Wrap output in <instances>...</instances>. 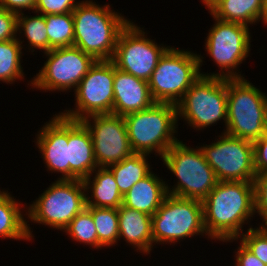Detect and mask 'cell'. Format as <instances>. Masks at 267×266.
Segmentation results:
<instances>
[{
	"label": "cell",
	"instance_id": "6da1fadb",
	"mask_svg": "<svg viewBox=\"0 0 267 266\" xmlns=\"http://www.w3.org/2000/svg\"><path fill=\"white\" fill-rule=\"evenodd\" d=\"M202 204L204 226L211 240L238 239L244 224L252 228L254 181H219Z\"/></svg>",
	"mask_w": 267,
	"mask_h": 266
},
{
	"label": "cell",
	"instance_id": "7a4b0ae2",
	"mask_svg": "<svg viewBox=\"0 0 267 266\" xmlns=\"http://www.w3.org/2000/svg\"><path fill=\"white\" fill-rule=\"evenodd\" d=\"M74 42L96 60H112L120 32L128 25L121 13L93 0H83L73 10Z\"/></svg>",
	"mask_w": 267,
	"mask_h": 266
},
{
	"label": "cell",
	"instance_id": "3957f363",
	"mask_svg": "<svg viewBox=\"0 0 267 266\" xmlns=\"http://www.w3.org/2000/svg\"><path fill=\"white\" fill-rule=\"evenodd\" d=\"M129 143L134 153L159 156L179 141L177 107L155 102L151 107L124 116Z\"/></svg>",
	"mask_w": 267,
	"mask_h": 266
},
{
	"label": "cell",
	"instance_id": "277c9868",
	"mask_svg": "<svg viewBox=\"0 0 267 266\" xmlns=\"http://www.w3.org/2000/svg\"><path fill=\"white\" fill-rule=\"evenodd\" d=\"M223 132L252 143L267 133V95L245 78H227V126Z\"/></svg>",
	"mask_w": 267,
	"mask_h": 266
},
{
	"label": "cell",
	"instance_id": "5b68a950",
	"mask_svg": "<svg viewBox=\"0 0 267 266\" xmlns=\"http://www.w3.org/2000/svg\"><path fill=\"white\" fill-rule=\"evenodd\" d=\"M86 206L83 180H55L29 207H24L29 239H34L29 220L63 231Z\"/></svg>",
	"mask_w": 267,
	"mask_h": 266
},
{
	"label": "cell",
	"instance_id": "8992f818",
	"mask_svg": "<svg viewBox=\"0 0 267 266\" xmlns=\"http://www.w3.org/2000/svg\"><path fill=\"white\" fill-rule=\"evenodd\" d=\"M162 161L178 179L173 186L166 183L170 195L203 201L219 182L198 146L191 148L179 140L166 151Z\"/></svg>",
	"mask_w": 267,
	"mask_h": 266
},
{
	"label": "cell",
	"instance_id": "52a82bcc",
	"mask_svg": "<svg viewBox=\"0 0 267 266\" xmlns=\"http://www.w3.org/2000/svg\"><path fill=\"white\" fill-rule=\"evenodd\" d=\"M203 59L201 53L171 46L160 58L148 81L153 100L176 105L201 76Z\"/></svg>",
	"mask_w": 267,
	"mask_h": 266
},
{
	"label": "cell",
	"instance_id": "ba28073f",
	"mask_svg": "<svg viewBox=\"0 0 267 266\" xmlns=\"http://www.w3.org/2000/svg\"><path fill=\"white\" fill-rule=\"evenodd\" d=\"M177 121L204 130L223 121L227 126V78L200 76L176 104Z\"/></svg>",
	"mask_w": 267,
	"mask_h": 266
},
{
	"label": "cell",
	"instance_id": "9c48e42d",
	"mask_svg": "<svg viewBox=\"0 0 267 266\" xmlns=\"http://www.w3.org/2000/svg\"><path fill=\"white\" fill-rule=\"evenodd\" d=\"M198 235L211 239L204 226L202 201L168 194L152 216L153 246L174 245Z\"/></svg>",
	"mask_w": 267,
	"mask_h": 266
},
{
	"label": "cell",
	"instance_id": "30bf717a",
	"mask_svg": "<svg viewBox=\"0 0 267 266\" xmlns=\"http://www.w3.org/2000/svg\"><path fill=\"white\" fill-rule=\"evenodd\" d=\"M213 26L205 39V51L220 68L219 72L201 73V76H216L228 79L244 78L239 65L250 55L251 33L249 27L239 23L223 21L211 13ZM238 72H237V71Z\"/></svg>",
	"mask_w": 267,
	"mask_h": 266
},
{
	"label": "cell",
	"instance_id": "8fae6325",
	"mask_svg": "<svg viewBox=\"0 0 267 266\" xmlns=\"http://www.w3.org/2000/svg\"><path fill=\"white\" fill-rule=\"evenodd\" d=\"M43 56L47 60L39 73L28 81V85L45 92L75 91L96 61L93 56L75 46L53 48Z\"/></svg>",
	"mask_w": 267,
	"mask_h": 266
},
{
	"label": "cell",
	"instance_id": "7c38bea8",
	"mask_svg": "<svg viewBox=\"0 0 267 266\" xmlns=\"http://www.w3.org/2000/svg\"><path fill=\"white\" fill-rule=\"evenodd\" d=\"M114 77L115 64L112 60H96L74 92L75 109L59 113L75 121L91 115L113 113Z\"/></svg>",
	"mask_w": 267,
	"mask_h": 266
},
{
	"label": "cell",
	"instance_id": "4fadbf2b",
	"mask_svg": "<svg viewBox=\"0 0 267 266\" xmlns=\"http://www.w3.org/2000/svg\"><path fill=\"white\" fill-rule=\"evenodd\" d=\"M144 30L131 20L118 36L112 62L116 68L149 81L170 46L158 45Z\"/></svg>",
	"mask_w": 267,
	"mask_h": 266
},
{
	"label": "cell",
	"instance_id": "5bb4252c",
	"mask_svg": "<svg viewBox=\"0 0 267 266\" xmlns=\"http://www.w3.org/2000/svg\"><path fill=\"white\" fill-rule=\"evenodd\" d=\"M209 145H199L218 181H254L253 143L221 132Z\"/></svg>",
	"mask_w": 267,
	"mask_h": 266
},
{
	"label": "cell",
	"instance_id": "9a60e30c",
	"mask_svg": "<svg viewBox=\"0 0 267 266\" xmlns=\"http://www.w3.org/2000/svg\"><path fill=\"white\" fill-rule=\"evenodd\" d=\"M82 122L91 133L98 167L119 163L134 153L123 116L113 113L96 114L84 118Z\"/></svg>",
	"mask_w": 267,
	"mask_h": 266
},
{
	"label": "cell",
	"instance_id": "2e32d148",
	"mask_svg": "<svg viewBox=\"0 0 267 266\" xmlns=\"http://www.w3.org/2000/svg\"><path fill=\"white\" fill-rule=\"evenodd\" d=\"M36 134L35 143L47 171L62 174L57 180H69L68 118L53 115Z\"/></svg>",
	"mask_w": 267,
	"mask_h": 266
},
{
	"label": "cell",
	"instance_id": "e0dca14e",
	"mask_svg": "<svg viewBox=\"0 0 267 266\" xmlns=\"http://www.w3.org/2000/svg\"><path fill=\"white\" fill-rule=\"evenodd\" d=\"M113 114L125 116L151 107L153 100L148 81L137 78L115 66Z\"/></svg>",
	"mask_w": 267,
	"mask_h": 266
},
{
	"label": "cell",
	"instance_id": "ac0fdd59",
	"mask_svg": "<svg viewBox=\"0 0 267 266\" xmlns=\"http://www.w3.org/2000/svg\"><path fill=\"white\" fill-rule=\"evenodd\" d=\"M68 162L69 180H84L98 168L91 133L82 121L68 119Z\"/></svg>",
	"mask_w": 267,
	"mask_h": 266
},
{
	"label": "cell",
	"instance_id": "d6986e66",
	"mask_svg": "<svg viewBox=\"0 0 267 266\" xmlns=\"http://www.w3.org/2000/svg\"><path fill=\"white\" fill-rule=\"evenodd\" d=\"M119 241L125 240L135 251L150 254L153 248L152 216L123 204L117 209ZM139 250V251H138Z\"/></svg>",
	"mask_w": 267,
	"mask_h": 266
},
{
	"label": "cell",
	"instance_id": "ffe728a7",
	"mask_svg": "<svg viewBox=\"0 0 267 266\" xmlns=\"http://www.w3.org/2000/svg\"><path fill=\"white\" fill-rule=\"evenodd\" d=\"M166 183L151 171L123 196V205L153 216L168 195Z\"/></svg>",
	"mask_w": 267,
	"mask_h": 266
},
{
	"label": "cell",
	"instance_id": "44dd1931",
	"mask_svg": "<svg viewBox=\"0 0 267 266\" xmlns=\"http://www.w3.org/2000/svg\"><path fill=\"white\" fill-rule=\"evenodd\" d=\"M83 183L86 192V207L118 209L123 204V196L118 189L112 171L108 167L96 168L83 180ZM88 192H91L90 195Z\"/></svg>",
	"mask_w": 267,
	"mask_h": 266
},
{
	"label": "cell",
	"instance_id": "7402d4cb",
	"mask_svg": "<svg viewBox=\"0 0 267 266\" xmlns=\"http://www.w3.org/2000/svg\"><path fill=\"white\" fill-rule=\"evenodd\" d=\"M24 205L14 199L8 190L3 189L0 193V237L2 239L30 241L26 228V214L22 212Z\"/></svg>",
	"mask_w": 267,
	"mask_h": 266
},
{
	"label": "cell",
	"instance_id": "603a6c76",
	"mask_svg": "<svg viewBox=\"0 0 267 266\" xmlns=\"http://www.w3.org/2000/svg\"><path fill=\"white\" fill-rule=\"evenodd\" d=\"M263 0H218L209 10L214 17L246 26L262 21Z\"/></svg>",
	"mask_w": 267,
	"mask_h": 266
},
{
	"label": "cell",
	"instance_id": "cb8c5ba5",
	"mask_svg": "<svg viewBox=\"0 0 267 266\" xmlns=\"http://www.w3.org/2000/svg\"><path fill=\"white\" fill-rule=\"evenodd\" d=\"M148 157L150 155L133 153L121 162L108 166L122 196L126 195L135 183L152 171Z\"/></svg>",
	"mask_w": 267,
	"mask_h": 266
},
{
	"label": "cell",
	"instance_id": "d4e9b609",
	"mask_svg": "<svg viewBox=\"0 0 267 266\" xmlns=\"http://www.w3.org/2000/svg\"><path fill=\"white\" fill-rule=\"evenodd\" d=\"M8 41H0V81L6 84H14L15 81H23L25 73L23 72L22 63V45L21 37Z\"/></svg>",
	"mask_w": 267,
	"mask_h": 266
},
{
	"label": "cell",
	"instance_id": "484cf974",
	"mask_svg": "<svg viewBox=\"0 0 267 266\" xmlns=\"http://www.w3.org/2000/svg\"><path fill=\"white\" fill-rule=\"evenodd\" d=\"M35 16L25 15L24 12L18 14L17 35L25 37L28 40V50L33 53L40 50L48 52V35L45 23V15L34 12ZM38 14V15H37Z\"/></svg>",
	"mask_w": 267,
	"mask_h": 266
},
{
	"label": "cell",
	"instance_id": "4316f807",
	"mask_svg": "<svg viewBox=\"0 0 267 266\" xmlns=\"http://www.w3.org/2000/svg\"><path fill=\"white\" fill-rule=\"evenodd\" d=\"M92 214L98 234V249L117 245L119 221L116 208L86 207Z\"/></svg>",
	"mask_w": 267,
	"mask_h": 266
},
{
	"label": "cell",
	"instance_id": "83f0119b",
	"mask_svg": "<svg viewBox=\"0 0 267 266\" xmlns=\"http://www.w3.org/2000/svg\"><path fill=\"white\" fill-rule=\"evenodd\" d=\"M45 23L48 35V51L53 48L73 46L74 20L72 12L47 14Z\"/></svg>",
	"mask_w": 267,
	"mask_h": 266
},
{
	"label": "cell",
	"instance_id": "f1b7e54d",
	"mask_svg": "<svg viewBox=\"0 0 267 266\" xmlns=\"http://www.w3.org/2000/svg\"><path fill=\"white\" fill-rule=\"evenodd\" d=\"M63 232L73 241L98 249V234L92 214L87 208L78 213Z\"/></svg>",
	"mask_w": 267,
	"mask_h": 266
},
{
	"label": "cell",
	"instance_id": "f546056e",
	"mask_svg": "<svg viewBox=\"0 0 267 266\" xmlns=\"http://www.w3.org/2000/svg\"><path fill=\"white\" fill-rule=\"evenodd\" d=\"M239 238L228 239L223 242L240 240L253 255L267 266V227L249 228Z\"/></svg>",
	"mask_w": 267,
	"mask_h": 266
},
{
	"label": "cell",
	"instance_id": "4dcf8cb0",
	"mask_svg": "<svg viewBox=\"0 0 267 266\" xmlns=\"http://www.w3.org/2000/svg\"><path fill=\"white\" fill-rule=\"evenodd\" d=\"M255 213L261 217L264 224L258 226L267 227V172L258 173L254 180Z\"/></svg>",
	"mask_w": 267,
	"mask_h": 266
},
{
	"label": "cell",
	"instance_id": "1f68e13d",
	"mask_svg": "<svg viewBox=\"0 0 267 266\" xmlns=\"http://www.w3.org/2000/svg\"><path fill=\"white\" fill-rule=\"evenodd\" d=\"M81 1L77 0H36L34 12L47 14H65L73 12Z\"/></svg>",
	"mask_w": 267,
	"mask_h": 266
},
{
	"label": "cell",
	"instance_id": "d6a6232c",
	"mask_svg": "<svg viewBox=\"0 0 267 266\" xmlns=\"http://www.w3.org/2000/svg\"><path fill=\"white\" fill-rule=\"evenodd\" d=\"M18 14L0 8V41L16 39Z\"/></svg>",
	"mask_w": 267,
	"mask_h": 266
},
{
	"label": "cell",
	"instance_id": "836d02e7",
	"mask_svg": "<svg viewBox=\"0 0 267 266\" xmlns=\"http://www.w3.org/2000/svg\"><path fill=\"white\" fill-rule=\"evenodd\" d=\"M253 155L256 174L267 172V133L253 142Z\"/></svg>",
	"mask_w": 267,
	"mask_h": 266
},
{
	"label": "cell",
	"instance_id": "e575fe53",
	"mask_svg": "<svg viewBox=\"0 0 267 266\" xmlns=\"http://www.w3.org/2000/svg\"><path fill=\"white\" fill-rule=\"evenodd\" d=\"M235 253V266H266L255 255H253L241 242Z\"/></svg>",
	"mask_w": 267,
	"mask_h": 266
},
{
	"label": "cell",
	"instance_id": "d590c367",
	"mask_svg": "<svg viewBox=\"0 0 267 266\" xmlns=\"http://www.w3.org/2000/svg\"><path fill=\"white\" fill-rule=\"evenodd\" d=\"M36 0H0V8H4L16 14L23 13V10L34 11Z\"/></svg>",
	"mask_w": 267,
	"mask_h": 266
},
{
	"label": "cell",
	"instance_id": "8d00e7d4",
	"mask_svg": "<svg viewBox=\"0 0 267 266\" xmlns=\"http://www.w3.org/2000/svg\"><path fill=\"white\" fill-rule=\"evenodd\" d=\"M264 25L267 26V0H263L262 5V22Z\"/></svg>",
	"mask_w": 267,
	"mask_h": 266
},
{
	"label": "cell",
	"instance_id": "74e56055",
	"mask_svg": "<svg viewBox=\"0 0 267 266\" xmlns=\"http://www.w3.org/2000/svg\"><path fill=\"white\" fill-rule=\"evenodd\" d=\"M218 0H201L202 4L206 6L208 11L211 9V7L217 2Z\"/></svg>",
	"mask_w": 267,
	"mask_h": 266
}]
</instances>
